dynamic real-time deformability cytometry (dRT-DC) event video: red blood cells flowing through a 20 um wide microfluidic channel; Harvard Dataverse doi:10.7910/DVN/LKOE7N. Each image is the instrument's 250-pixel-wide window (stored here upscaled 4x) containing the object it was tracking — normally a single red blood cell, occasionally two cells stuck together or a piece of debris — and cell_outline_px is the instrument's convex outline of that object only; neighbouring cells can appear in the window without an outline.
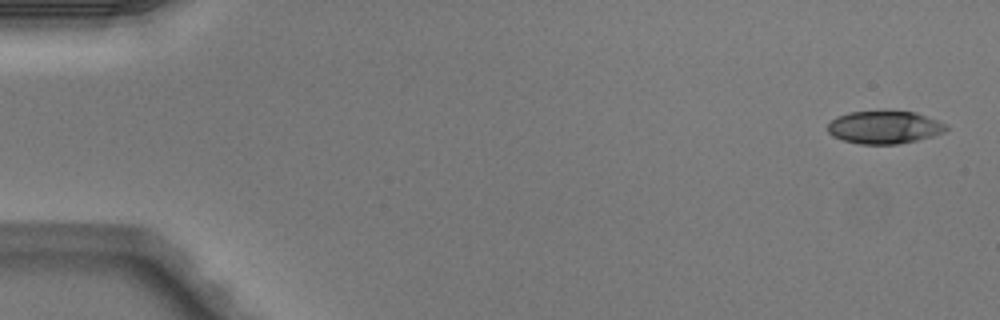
{"species": "Egyptian fruit bat (a non-hibernating species)", "species_latin": "Rousettus aegyptiacus", "temperature_condition": "warm", "stored_images_in_passage": 4, "camera_frame_rate_fps": 3000, "um_per_image_px": 0.085, "animal": {"sex": "male"}, "frame": {"image": 1, "passage_image": 1, "time_ms": 0.0, "image_size_px": [1000, 320], "cell_outline_px": [[948, 128], [944, 132], [932, 136], [916, 140], [896, 144], [860, 144], [844, 140], [832, 136], [828, 132], [828, 124], [836, 116], [848, 112], [916, 112], [948, 124]], "centroid_in_image_um": [75.17, 10.82], "position_along_channel_um": 9.8, "area_um2": 22.43}}
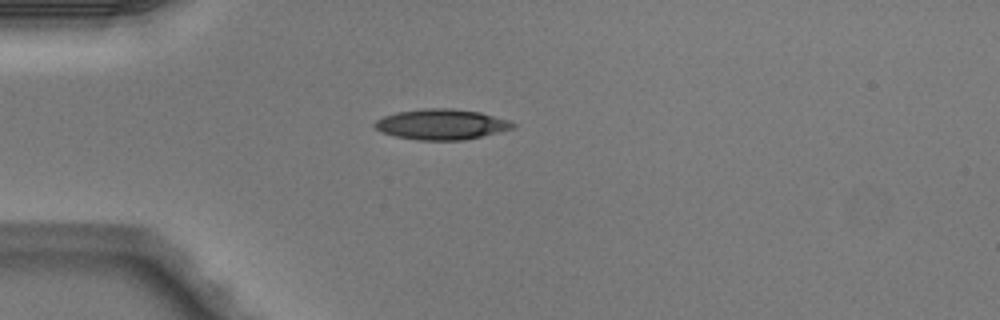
{"frame": {"image": 2, "passage_image": 4, "time_ms": 1.0, "image_size_px": [1000, 320], "cell_outline_px": [[516, 128], [500, 132], [464, 140], [416, 140], [396, 136], [380, 132], [372, 124], [376, 120], [384, 116], [396, 112], [424, 108], [452, 108], [480, 112], [512, 120], [516, 124]], "centroid_in_image_um": [37.56, 10.56], "position_along_channel_um": 47.4, "area_um2": 24.85}}